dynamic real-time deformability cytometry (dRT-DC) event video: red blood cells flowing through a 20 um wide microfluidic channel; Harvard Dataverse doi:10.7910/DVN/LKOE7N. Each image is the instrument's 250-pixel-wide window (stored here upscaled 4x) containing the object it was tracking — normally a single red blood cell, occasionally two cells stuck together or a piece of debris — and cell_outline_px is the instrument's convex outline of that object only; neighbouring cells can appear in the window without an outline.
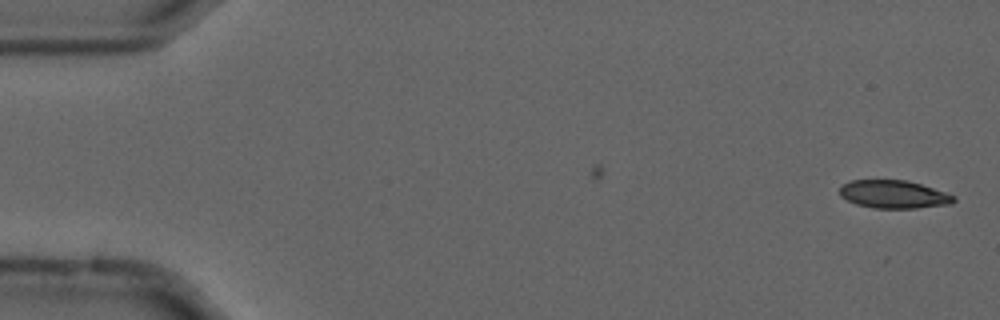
{"species": "common noctule bat (a hibernating species)", "species_latin": "Nyctalus noctula", "temperature_condition": "cold", "stored_images_in_passage": 43, "camera_frame_rate_fps": 3000, "um_per_image_px": 0.085, "animal": {"sex": "male", "forearm_length_mm": 52.5}, "frame": {"image": 1, "passage_image": 1, "time_ms": 0.0, "image_size_px": [1000, 320], "cell_outline_px": [[956, 200], [952, 204], [916, 208], [872, 208], [856, 204], [840, 196], [840, 188], [844, 184], [852, 180], [908, 180], [956, 196]], "centroid_in_image_um": [75.98, 16.52], "position_along_channel_um": 9.0, "area_um2": 18.55}}
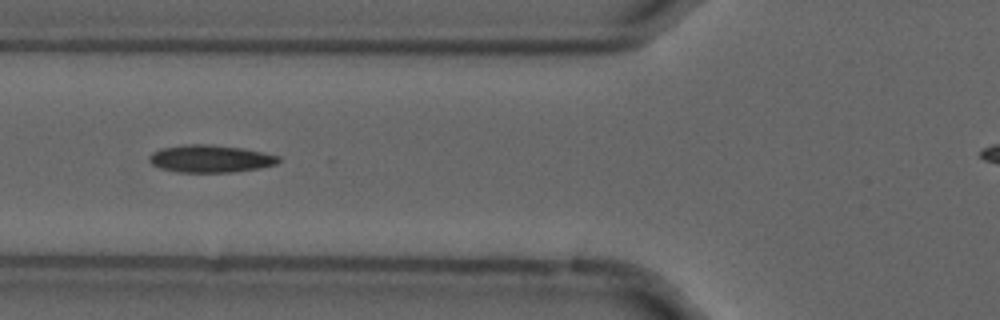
{"frame": {"image": 2, "passage_image": 20, "time_ms": 6.333, "image_size_px": [1000, 320], "cell_outline_px": [[280, 160], [276, 164], [260, 168], [232, 172], [176, 172], [160, 168], [152, 164], [148, 160], [148, 156], [152, 152], [160, 148], [184, 144], [208, 144], [240, 148], [280, 156]], "centroid_in_image_um": [17.83, 13.49], "position_along_channel_um": 108.0, "area_um2": 20.69}}
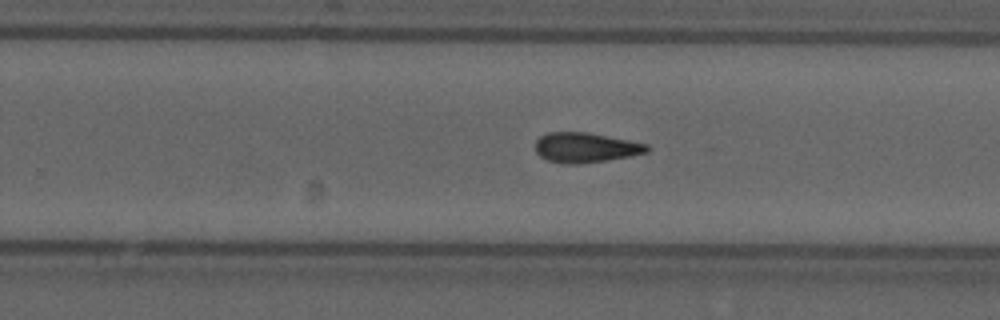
{"frame": {"image": 3, "passage_image": 34, "time_ms": 11.0, "image_size_px": [1000, 320], "cell_outline_px": [[652, 148], [648, 152], [608, 160], [580, 164], [568, 164], [548, 160], [540, 156], [536, 152], [536, 140], [540, 136], [548, 132], [588, 132], [648, 144]], "centroid_in_image_um": [49.79, 12.54], "position_along_channel_um": 280.0, "area_um2": 19.48}, "authors_computed_cell_mechanics": {"area_um2": 19.7098, "velocity_mm_per_s": 3.6939, "shape_relaxation_time_tau1_ms": null, "shape_relaxation_time_tau2_ms": 5.7756, "deformation_change_tau1": null, "deformation_change_tau2": 0.1458}}